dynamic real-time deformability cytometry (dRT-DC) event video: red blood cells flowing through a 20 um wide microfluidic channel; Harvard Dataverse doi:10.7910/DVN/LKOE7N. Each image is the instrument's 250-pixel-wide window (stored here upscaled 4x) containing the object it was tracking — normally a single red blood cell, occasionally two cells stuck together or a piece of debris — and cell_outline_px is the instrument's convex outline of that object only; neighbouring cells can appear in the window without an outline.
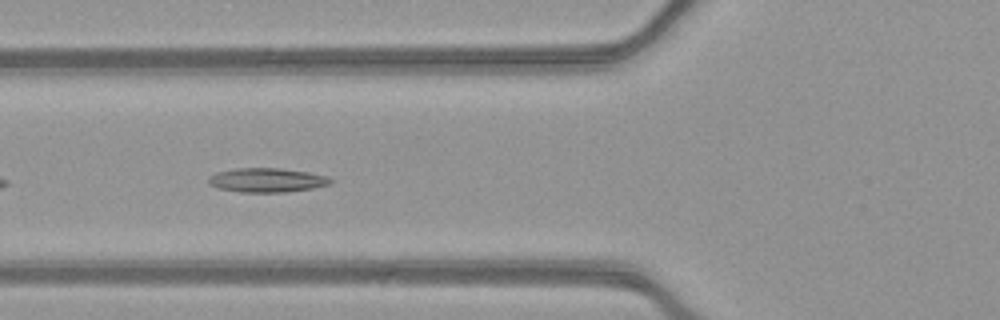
{"species": "common noctule bat (a hibernating species)", "species_latin": "Nyctalus noctula", "temperature_condition": "warm", "stored_images_in_passage": 11, "camera_frame_rate_fps": 3000, "um_per_image_px": 0.085, "animal": {"sex": "female", "body_mass_g": 21.9}, "frame": {"image": 1, "passage_image": 5, "time_ms": 1.333, "image_size_px": [1000, 320], "cell_outline_px": [[332, 184], [312, 188], [288, 192], [240, 192], [220, 188], [208, 184], [208, 176], [216, 172], [236, 168], [280, 168], [308, 172], [328, 176], [332, 180]], "centroid_in_image_um": [22.69, 15.31], "position_along_channel_um": 103.1, "area_um2": 17.28}}
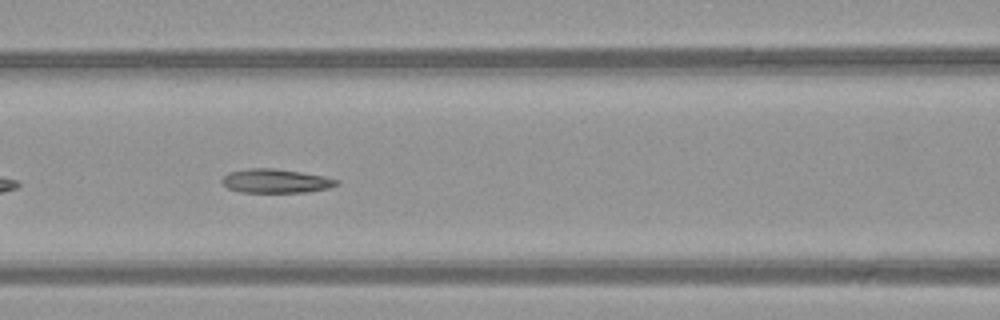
{"frame": {"image": 2, "passage_image": 8, "time_ms": 2.333, "image_size_px": [1000, 320], "cell_outline_px": [[340, 184], [328, 188], [308, 192], [240, 192], [228, 188], [220, 180], [228, 172], [248, 168], [272, 168], [300, 172], [324, 176], [340, 180]], "centroid_in_image_um": [23.45, 15.38], "position_along_channel_um": 143.2, "area_um2": 16.01}}